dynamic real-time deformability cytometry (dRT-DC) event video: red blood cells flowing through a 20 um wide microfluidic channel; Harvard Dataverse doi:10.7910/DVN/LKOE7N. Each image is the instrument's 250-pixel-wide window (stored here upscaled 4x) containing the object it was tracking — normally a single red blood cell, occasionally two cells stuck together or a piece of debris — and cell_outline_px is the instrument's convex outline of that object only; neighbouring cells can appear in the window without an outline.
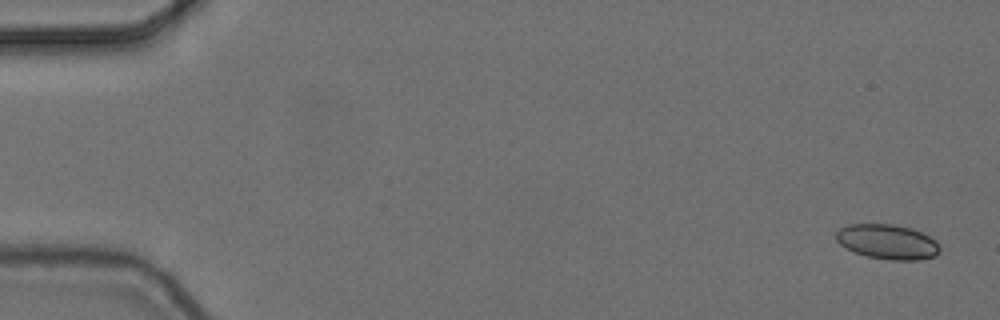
{"species": "common noctule bat (a hibernating species)", "species_latin": "Nyctalus noctula", "temperature_condition": "cold", "stored_images_in_passage": 5, "camera_frame_rate_fps": 3000, "um_per_image_px": 0.085, "animal": {"sex": "female", "body_mass_g": 24.6, "forearm_length_mm": 56.2}, "frame": {"image": 1, "passage_image": 1, "time_ms": 0.0, "image_size_px": [1000, 320], "cell_outline_px": [[940, 252], [936, 256], [920, 260], [892, 260], [868, 256], [852, 252], [840, 244], [836, 240], [836, 232], [840, 228], [848, 224], [892, 224], [912, 228], [936, 240], [940, 248]], "centroid_in_image_um": [75.44, 20.55], "position_along_channel_um": 9.6, "area_um2": 21.15}}
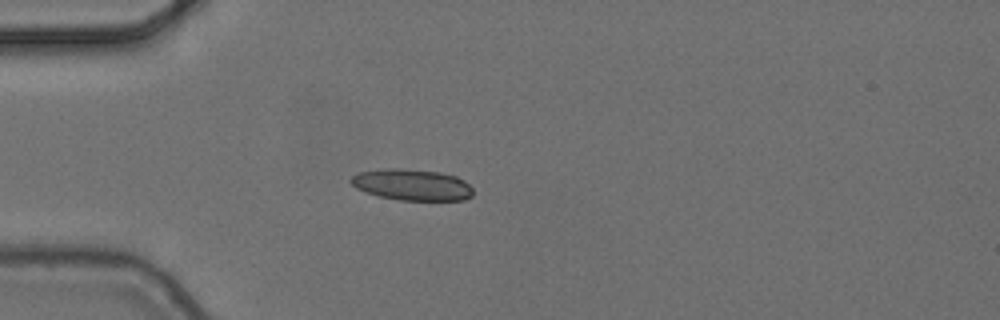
{"frame": {"image": 2, "passage_image": 5, "time_ms": 1.333, "image_size_px": [1000, 320], "cell_outline_px": [[472, 196], [464, 200], [400, 200], [380, 196], [356, 188], [348, 180], [352, 176], [360, 172], [384, 168], [400, 168], [440, 172], [456, 176], [464, 180], [472, 188]], "centroid_in_image_um": [35.03, 15.69], "position_along_channel_um": 50.0, "area_um2": 22.2}}